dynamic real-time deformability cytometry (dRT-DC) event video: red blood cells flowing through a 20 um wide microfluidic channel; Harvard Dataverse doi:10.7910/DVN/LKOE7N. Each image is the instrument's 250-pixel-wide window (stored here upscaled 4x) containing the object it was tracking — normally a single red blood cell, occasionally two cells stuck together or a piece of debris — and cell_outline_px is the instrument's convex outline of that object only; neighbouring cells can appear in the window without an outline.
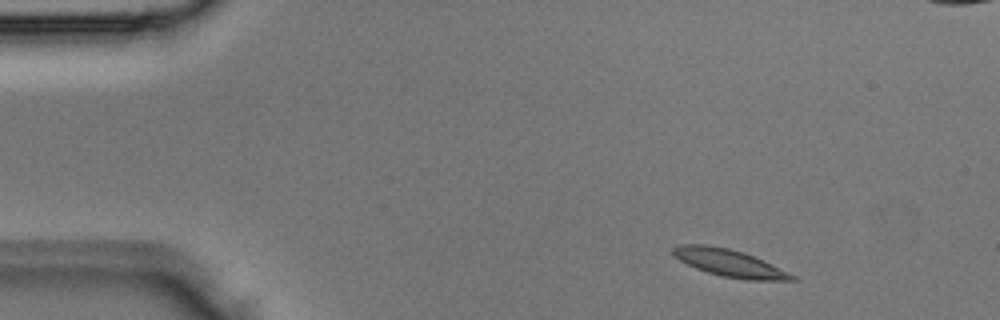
{"species": "Egyptian fruit bat (a non-hibernating species)", "species_latin": "Rousettus aegyptiacus", "temperature_condition": "room temperature", "stored_images_in_passage": 3, "camera_frame_rate_fps": 3000, "um_per_image_px": 0.085, "animal": {"sex": "male"}, "frame": {"image": 1, "passage_image": 1, "time_ms": 0.0, "image_size_px": [1000, 320], "cell_outline_px": [[796, 280], [748, 280], [724, 276], [708, 272], [696, 268], [680, 260], [672, 252], [672, 248], [680, 244], [704, 244], [728, 248], [744, 252], [764, 260], [796, 276]], "centroid_in_image_um": [62.01, 22.34], "position_along_channel_um": 23.0, "area_um2": 18.67}}